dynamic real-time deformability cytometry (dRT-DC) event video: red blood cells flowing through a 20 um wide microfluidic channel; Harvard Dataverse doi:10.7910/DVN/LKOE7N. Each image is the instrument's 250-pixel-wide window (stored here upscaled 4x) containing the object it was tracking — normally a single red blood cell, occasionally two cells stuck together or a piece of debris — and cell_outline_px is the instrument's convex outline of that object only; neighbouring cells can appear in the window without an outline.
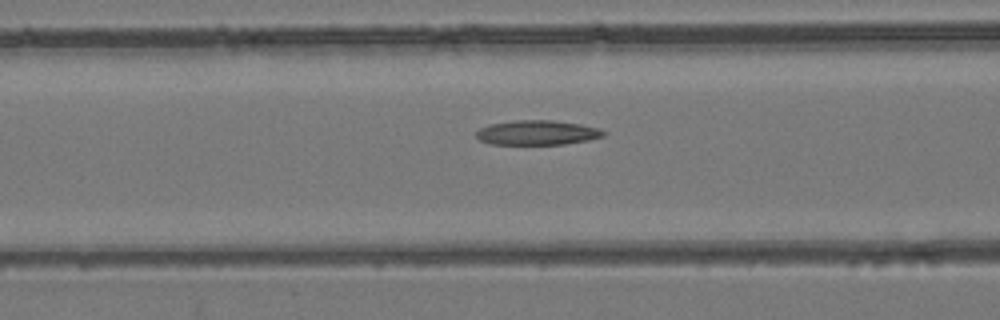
{"species": "common noctule bat (a hibernating species)", "species_latin": "Nyctalus noctula", "temperature_condition": "room temperature", "stored_images_in_passage": 45, "camera_frame_rate_fps": 3000, "um_per_image_px": 0.085, "animal": {"sex": "female", "body_mass_g": 24.6, "forearm_length_mm": 56.2}, "frame": {"image": 1, "passage_image": 14, "time_ms": 4.333, "image_size_px": [1000, 320], "cell_outline_px": [[608, 132], [604, 136], [588, 140], [564, 144], [492, 144], [480, 140], [476, 136], [476, 132], [480, 128], [488, 124], [516, 120], [552, 120], [580, 124], [600, 128]], "centroid_in_image_um": [45.69, 11.27], "position_along_channel_um": 120.9, "area_um2": 18.32}}
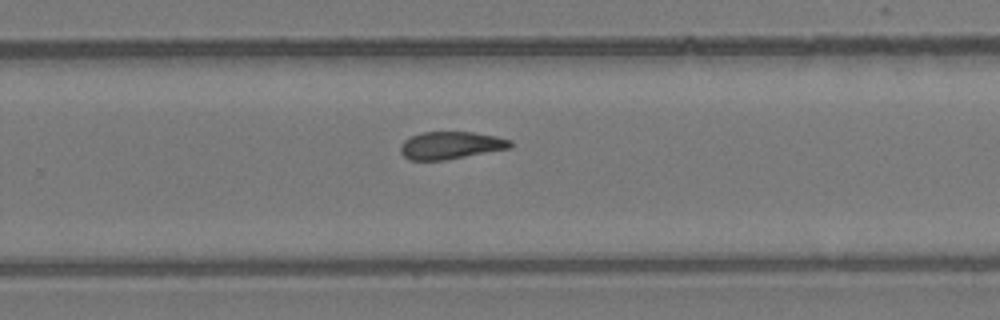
{"frame": {"image": 2, "passage_image": 27, "time_ms": 8.667, "image_size_px": [1000, 320], "cell_outline_px": [[512, 148], [444, 160], [408, 160], [400, 152], [400, 144], [404, 140], [420, 132], [472, 132], [496, 136], [512, 140]], "centroid_in_image_um": [38.31, 12.35], "position_along_channel_um": 291.5, "area_um2": 17.69}}
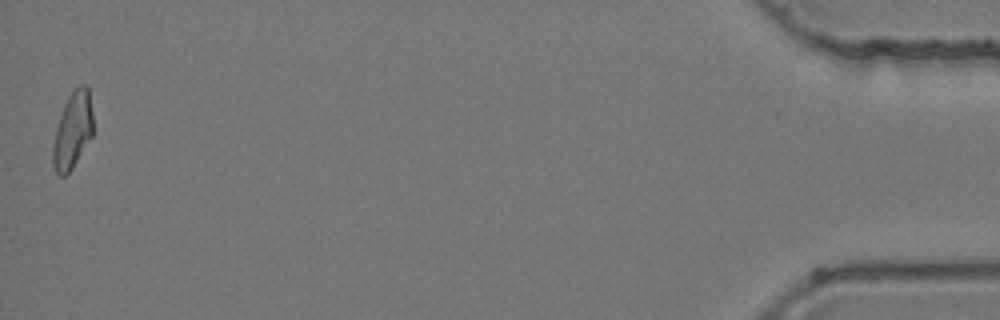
{"frame": {"image": 3, "passage_image": 45, "time_ms": 14.667, "image_size_px": [1000, 320], "cell_outline_px": [[92, 136], [72, 168], [64, 176], [60, 176], [56, 172], [52, 164], [52, 144], [56, 128], [64, 104], [68, 96], [80, 84], [84, 84], [88, 88], [92, 112]], "centroid_in_image_um": [6.15, 11.09], "position_along_channel_um": 429.0, "area_um2": 17.74}, "authors_computed_cell_mechanics": {"area_um2": 18.3226, "velocity_mm_per_s": 3.9395, "shape_relaxation_time_tau1_ms": null, "shape_relaxation_time_tau2_ms": 4.8144, "deformation_change_tau1": null, "deformation_change_tau2": 0.1294}}